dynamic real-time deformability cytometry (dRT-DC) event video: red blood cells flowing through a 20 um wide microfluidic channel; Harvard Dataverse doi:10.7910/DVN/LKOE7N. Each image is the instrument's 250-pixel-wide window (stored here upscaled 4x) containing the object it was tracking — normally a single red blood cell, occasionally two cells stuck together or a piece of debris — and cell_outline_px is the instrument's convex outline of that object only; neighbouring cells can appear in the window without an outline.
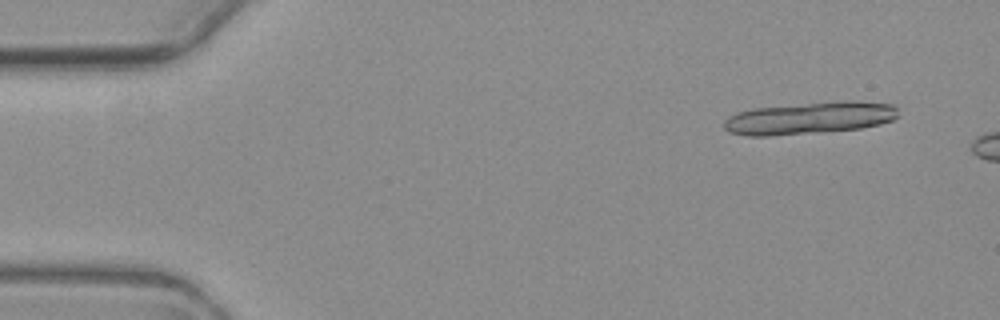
{"species": "common noctule bat (a hibernating species)", "species_latin": "Nyctalus noctula", "temperature_condition": "warm", "stored_images_in_passage": 3, "camera_frame_rate_fps": 3000, "um_per_image_px": 0.085, "animal": {"sex": "female", "body_mass_g": 19.3, "forearm_length_mm": 54.1}, "frame": {"image": 1, "passage_image": 1, "time_ms": 0.0, "image_size_px": [1000, 320], "cell_outline_px": [[896, 116], [892, 120], [880, 124], [860, 128], [768, 136], [748, 136], [728, 132], [724, 128], [724, 120], [728, 116], [736, 112], [752, 108], [808, 104], [892, 104], [896, 108]], "centroid_in_image_um": [68.61, 10.09], "position_along_channel_um": 16.4, "area_um2": 30.92}}